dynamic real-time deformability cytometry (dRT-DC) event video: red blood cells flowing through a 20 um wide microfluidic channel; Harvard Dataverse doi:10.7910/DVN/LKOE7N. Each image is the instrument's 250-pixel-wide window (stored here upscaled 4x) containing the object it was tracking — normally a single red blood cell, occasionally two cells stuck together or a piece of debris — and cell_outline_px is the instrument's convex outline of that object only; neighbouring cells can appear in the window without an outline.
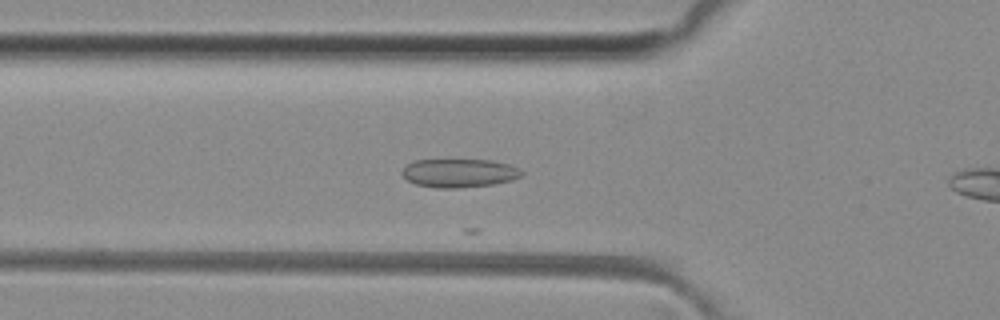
{"species": "common noctule bat (a hibernating species)", "species_latin": "Nyctalus noctula", "temperature_condition": "room temperature", "stored_images_in_passage": 19, "camera_frame_rate_fps": 3000, "um_per_image_px": 0.085, "animal": {"sex": "female", "body_mass_g": 29.2, "forearm_length_mm": 56.3}, "frame": {"image": 1, "passage_image": 16, "time_ms": 5.0, "image_size_px": [1000, 320], "cell_outline_px": [[524, 176], [512, 180], [492, 184], [460, 188], [436, 188], [416, 184], [408, 180], [400, 172], [408, 164], [416, 160], [492, 160], [508, 164], [520, 168], [524, 172]], "centroid_in_image_um": [39.08, 14.71], "position_along_channel_um": 86.7, "area_um2": 19.94}}